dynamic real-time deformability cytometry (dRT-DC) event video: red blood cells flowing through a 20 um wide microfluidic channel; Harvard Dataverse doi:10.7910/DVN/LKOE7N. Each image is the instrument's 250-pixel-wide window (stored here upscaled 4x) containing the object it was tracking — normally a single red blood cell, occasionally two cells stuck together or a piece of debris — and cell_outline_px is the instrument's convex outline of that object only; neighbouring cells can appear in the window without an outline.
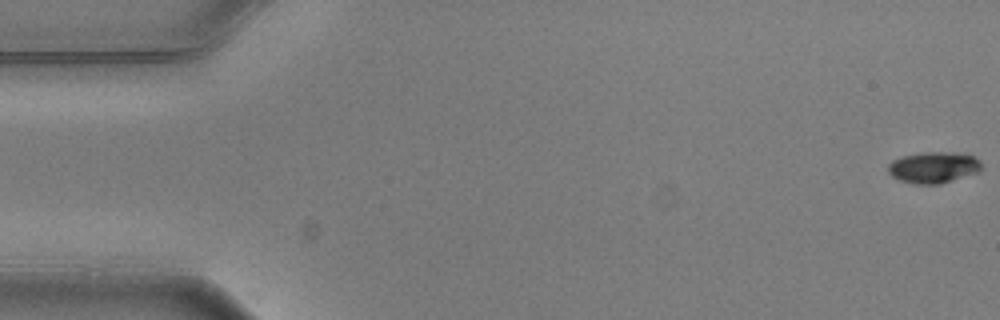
{"species": "common noctule bat (a hibernating species)", "species_latin": "Nyctalus noctula", "temperature_condition": "warm", "stored_images_in_passage": 7, "camera_frame_rate_fps": 3000, "um_per_image_px": 0.085, "animal": {"sex": "male", "body_mass_g": 20.5, "forearm_length_mm": 52.5}, "frame": {"image": 1, "passage_image": 1, "time_ms": 0.0, "image_size_px": [1000, 320], "cell_outline_px": [[984, 168], [976, 172], [940, 184], [916, 184], [900, 180], [892, 176], [888, 172], [888, 164], [892, 160], [904, 156], [920, 152], [956, 152], [972, 156], [980, 160]], "centroid_in_image_um": [79.35, 14.22], "position_along_channel_um": 5.7, "area_um2": 16.99}}
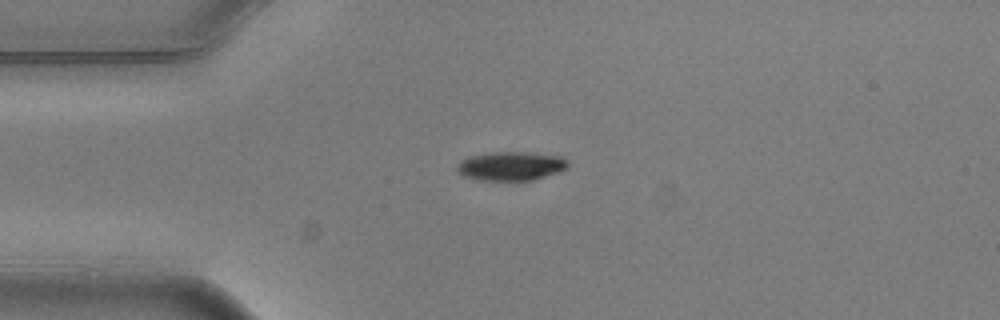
{"frame": {"image": 2, "passage_image": 5, "time_ms": 1.333, "image_size_px": [1000, 320], "cell_outline_px": [[568, 168], [560, 172], [532, 180], [480, 180], [464, 176], [456, 168], [456, 164], [460, 160], [468, 156], [496, 152], [524, 152], [560, 156], [568, 160]], "centroid_in_image_um": [43.44, 14.11], "position_along_channel_um": 41.6, "area_um2": 18.67}}
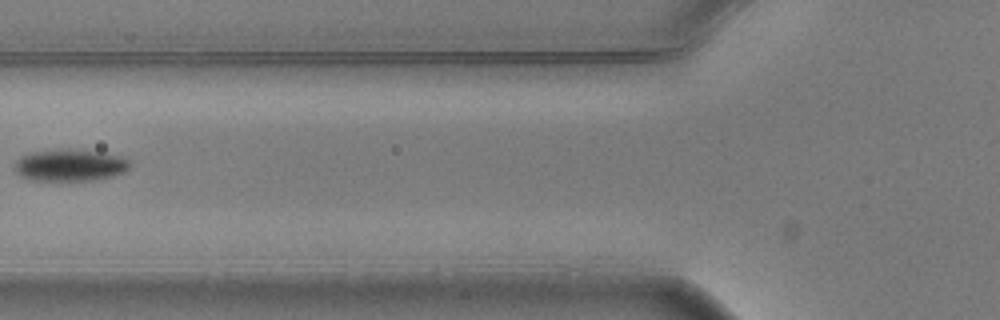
{"frame": {"image": 3, "passage_image": 7, "time_ms": 2.0, "image_size_px": [1000, 320], "cell_outline_px": [[132, 164], [124, 172], [112, 176], [96, 180], [60, 184], [28, 180], [20, 176], [12, 168], [16, 160], [20, 156], [28, 152], [68, 148], [120, 156], [128, 160]], "centroid_in_image_um": [5.85, 14.1], "position_along_channel_um": 120.0, "area_um2": 22.54}}